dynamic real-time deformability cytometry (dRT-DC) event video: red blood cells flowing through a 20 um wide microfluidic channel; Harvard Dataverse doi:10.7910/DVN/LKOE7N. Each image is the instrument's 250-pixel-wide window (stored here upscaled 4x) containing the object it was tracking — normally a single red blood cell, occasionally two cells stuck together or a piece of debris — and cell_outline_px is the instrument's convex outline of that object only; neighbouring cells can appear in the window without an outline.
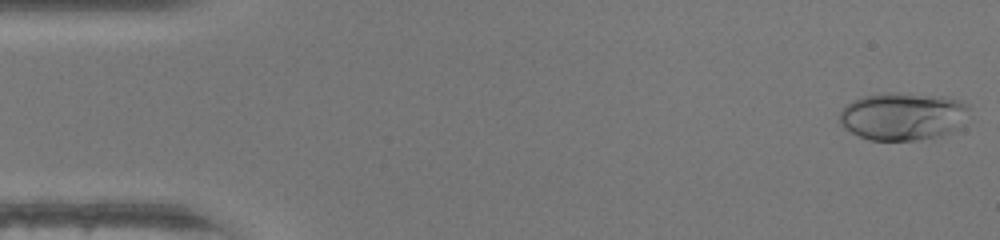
{"species": "human", "species_latin": "Homo sapiens", "temperature_condition": "warm", "stored_images_in_passage": 47, "camera_frame_rate_fps": 3000, "um_per_image_px": 0.085, "donor": {"sex": "female"}, "frame": {"image": 1, "passage_image": 1, "time_ms": 0.0, "image_size_px": [1000, 240], "cell_outline_px": [[968, 108], [956, 128], [952, 132], [940, 136], [916, 140], [872, 140], [860, 136], [844, 128], [840, 124], [840, 112], [852, 100], [864, 96], [888, 92], [892, 92], [948, 96], [960, 100], [968, 104]], "centroid_in_image_um": [76.72, 9.87], "position_along_channel_um": 8.3, "area_um2": 35.84}}
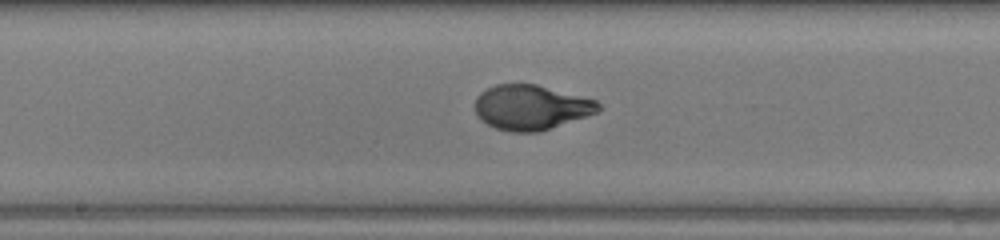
{"frame": {"image": 2, "passage_image": 24, "time_ms": 7.667, "image_size_px": [1000, 240], "cell_outline_px": [[604, 108], [596, 112], [540, 132], [512, 132], [496, 128], [480, 120], [476, 112], [476, 96], [480, 92], [496, 84], [536, 84], [596, 100]], "centroid_in_image_um": [45.13, 9.12], "position_along_channel_um": 203.1, "area_um2": 32.08}}
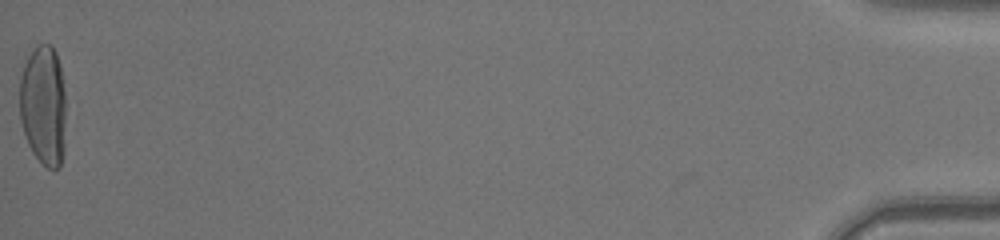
{"frame": {"image": 3, "passage_image": 47, "time_ms": 15.333, "image_size_px": [1000, 240], "cell_outline_px": [[64, 152], [60, 168], [48, 168], [32, 152], [28, 144], [20, 120], [20, 76], [24, 64], [32, 48], [36, 44], [48, 44], [56, 52], [60, 64], [64, 92]], "centroid_in_image_um": [3.68, 8.94], "position_along_channel_um": 431.5, "area_um2": 32.48}, "authors_computed_cell_mechanics": {"area_um2": 32.079, "velocity_mm_per_s": 4.3999, "shape_relaxation_time_tau1_ms": 4.7829, "shape_relaxation_time_tau2_ms": null, "deformation_change_tau1": 0.2963, "deformation_change_tau2": null}}